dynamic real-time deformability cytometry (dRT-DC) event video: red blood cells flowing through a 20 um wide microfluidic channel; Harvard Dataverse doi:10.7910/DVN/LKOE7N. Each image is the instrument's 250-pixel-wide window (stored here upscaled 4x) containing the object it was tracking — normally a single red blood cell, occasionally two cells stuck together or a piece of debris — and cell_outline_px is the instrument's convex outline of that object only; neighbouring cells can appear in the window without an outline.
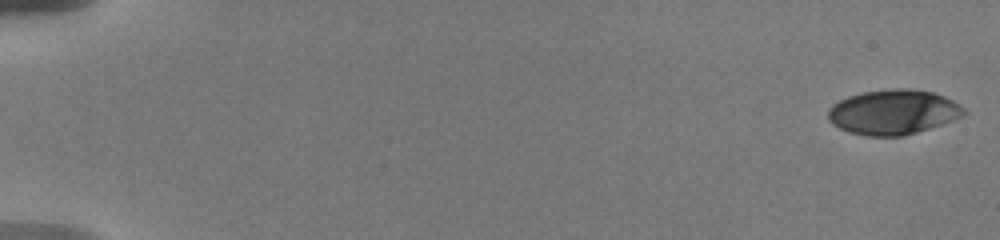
{"species": "human", "species_latin": "Homo sapiens", "temperature_condition": "warm", "stored_images_in_passage": 15, "camera_frame_rate_fps": 3000, "um_per_image_px": 0.085, "donor": {"sex": "male"}, "frame": {"image": 1, "passage_image": 1, "time_ms": 0.0, "image_size_px": [1000, 240], "cell_outline_px": [[964, 116], [904, 136], [864, 136], [848, 132], [832, 124], [828, 120], [828, 108], [832, 104], [848, 96], [864, 92], [892, 88], [912, 88], [932, 92], [944, 96], [960, 104], [964, 108]], "centroid_in_image_um": [75.89, 9.52], "position_along_channel_um": 9.1, "area_um2": 35.55}}
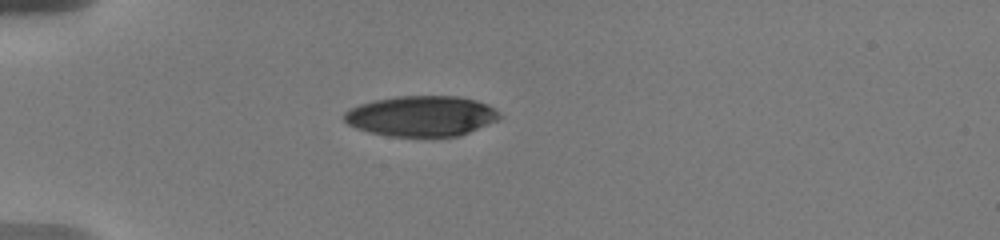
{"frame": {"image": 2, "passage_image": 11, "time_ms": 5.333, "image_size_px": [1000, 240], "cell_outline_px": [[500, 116], [496, 120], [468, 132], [456, 136], [432, 140], [392, 136], [372, 132], [356, 128], [348, 124], [344, 120], [344, 112], [360, 104], [372, 100], [396, 96], [460, 96], [476, 100], [488, 104], [500, 112]], "centroid_in_image_um": [35.82, 9.89], "position_along_channel_um": 49.2, "area_um2": 37.28}}
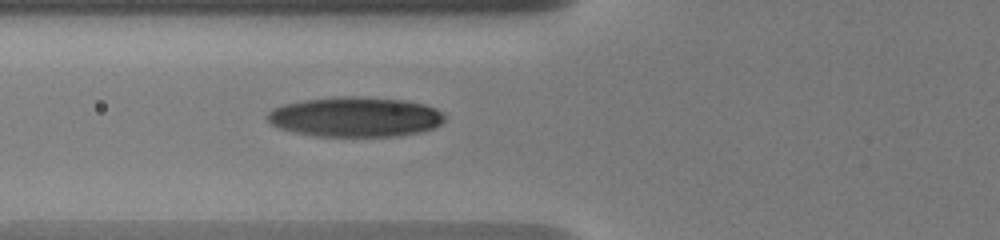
{"frame": {"image": 3, "passage_image": 15, "time_ms": 7.333, "image_size_px": [1000, 240], "cell_outline_px": [[444, 120], [440, 124], [432, 128], [420, 132], [400, 136], [316, 136], [296, 132], [280, 128], [272, 124], [268, 120], [268, 112], [272, 108], [284, 104], [304, 100], [336, 96], [360, 96], [408, 100], [424, 104], [436, 108], [444, 116]], "centroid_in_image_um": [30.21, 9.92], "position_along_channel_um": 95.6, "area_um2": 41.33}}